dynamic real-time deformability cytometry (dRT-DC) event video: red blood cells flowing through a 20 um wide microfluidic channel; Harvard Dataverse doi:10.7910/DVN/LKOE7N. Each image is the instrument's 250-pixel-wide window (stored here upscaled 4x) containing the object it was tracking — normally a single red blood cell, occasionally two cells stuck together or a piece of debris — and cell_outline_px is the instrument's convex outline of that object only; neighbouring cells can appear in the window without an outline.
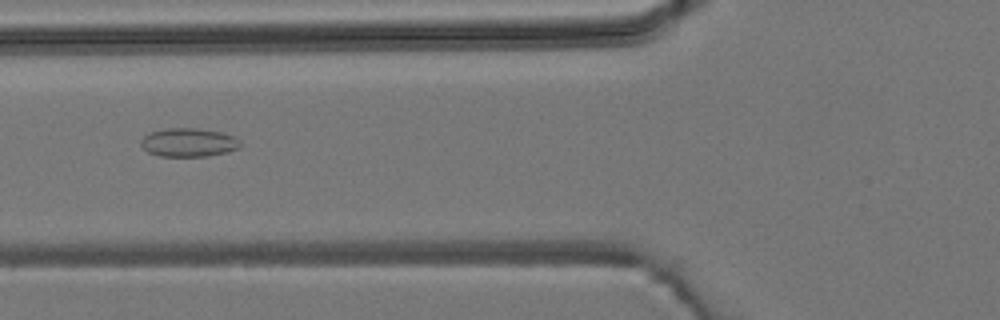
{"species": "common noctule bat (a hibernating species)", "species_latin": "Nyctalus noctula", "temperature_condition": "room temperature", "stored_images_in_passage": 6, "camera_frame_rate_fps": 3000, "um_per_image_px": 0.085, "animal": {"sex": "male", "body_mass_g": 19.2, "forearm_length_mm": 51.8}, "frame": {"image": 1, "passage_image": 6, "time_ms": 5.667, "image_size_px": [1000, 320], "cell_outline_px": [[240, 148], [228, 152], [208, 156], [160, 156], [148, 152], [140, 144], [140, 140], [144, 136], [152, 132], [168, 128], [196, 128], [220, 132], [232, 136], [240, 140]], "centroid_in_image_um": [16.04, 12.11], "position_along_channel_um": 109.8, "area_um2": 16.47}}